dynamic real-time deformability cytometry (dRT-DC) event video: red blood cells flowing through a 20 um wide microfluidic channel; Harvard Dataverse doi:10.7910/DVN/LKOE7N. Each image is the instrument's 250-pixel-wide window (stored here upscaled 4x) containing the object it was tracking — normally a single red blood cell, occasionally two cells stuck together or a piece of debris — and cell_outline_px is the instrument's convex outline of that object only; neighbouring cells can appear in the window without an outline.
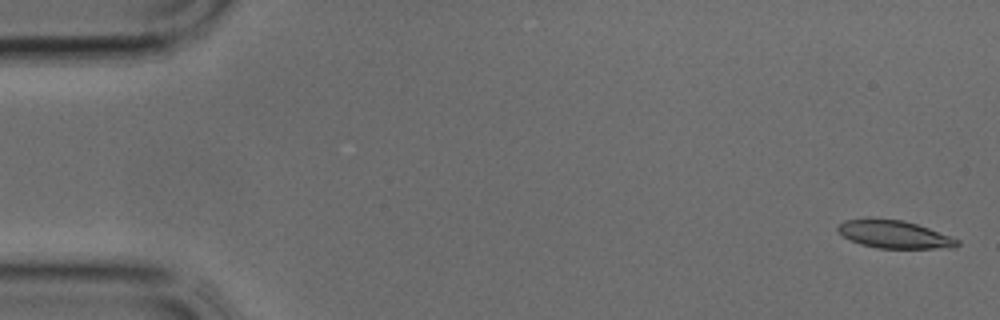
{"species": "common noctule bat (a hibernating species)", "species_latin": "Nyctalus noctula", "temperature_condition": "cold", "stored_images_in_passage": 14, "camera_frame_rate_fps": 3000, "um_per_image_px": 0.085, "animal": {"sex": "male", "body_mass_g": 17.9, "forearm_length_mm": 54.2}, "frame": {"image": 1, "passage_image": 1, "time_ms": 0.0, "image_size_px": [1000, 320], "cell_outline_px": [[960, 244], [956, 248], [876, 248], [860, 244], [844, 236], [836, 228], [844, 220], [904, 220], [928, 228], [960, 240]], "centroid_in_image_um": [76.08, 19.95], "position_along_channel_um": 8.9, "area_um2": 18.79}}
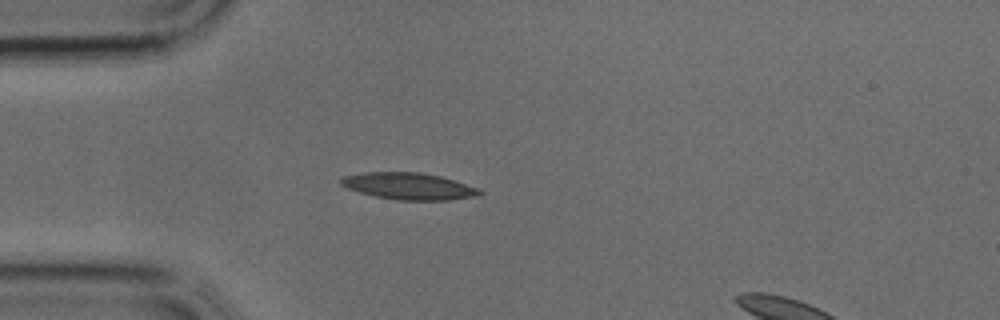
{"frame": {"image": 2, "passage_image": 10, "time_ms": 3.0, "image_size_px": [1000, 320], "cell_outline_px": [[484, 192], [480, 196], [448, 200], [396, 200], [376, 196], [360, 192], [348, 188], [340, 184], [340, 180], [344, 176], [364, 172], [420, 172], [440, 176], [480, 188]], "centroid_in_image_um": [34.8, 15.82], "position_along_channel_um": 50.2, "area_um2": 21.68}}